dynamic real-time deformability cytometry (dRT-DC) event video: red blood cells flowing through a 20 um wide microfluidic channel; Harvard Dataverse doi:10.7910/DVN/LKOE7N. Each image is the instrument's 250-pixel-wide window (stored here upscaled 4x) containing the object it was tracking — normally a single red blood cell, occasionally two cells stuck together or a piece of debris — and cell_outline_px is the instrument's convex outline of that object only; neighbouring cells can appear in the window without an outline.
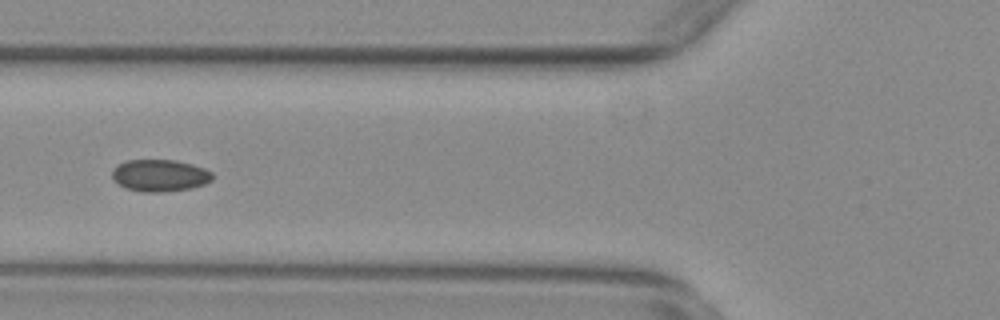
{"species": "common noctule bat (a hibernating species)", "species_latin": "Nyctalus noctula", "temperature_condition": "warm", "stored_images_in_passage": 53, "segment_of_instrument_passage": [1, 2], "camera_frame_rate_fps": 3000, "um_per_image_px": 0.085, "animal": {"sex": "female", "body_mass_g": 29.2, "forearm_length_mm": 56.3}, "frame": {"image": 1, "passage_image": 18, "time_ms": 5.667, "image_size_px": [1000, 320], "cell_outline_px": [[212, 180], [204, 184], [192, 188], [164, 192], [144, 192], [124, 188], [112, 180], [112, 168], [128, 160], [176, 160], [192, 164], [204, 168], [212, 172]], "centroid_in_image_um": [13.57, 14.92], "position_along_channel_um": 112.2, "area_um2": 18.84}}
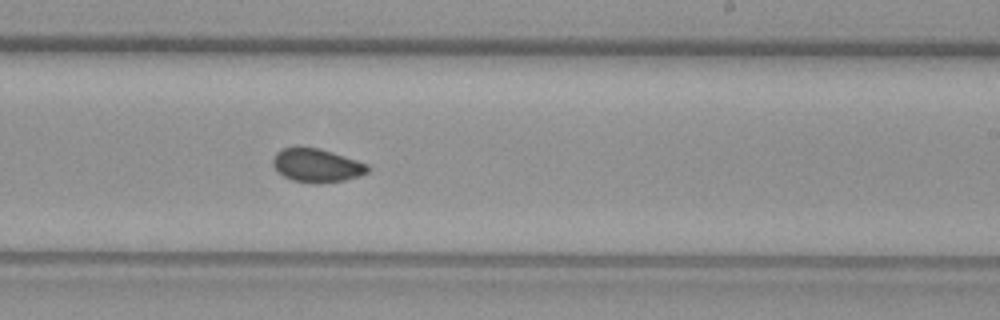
{"frame": {"image": 2, "passage_image": 30, "time_ms": 9.667, "image_size_px": [1000, 320], "cell_outline_px": [[372, 168], [368, 172], [360, 176], [344, 180], [292, 180], [276, 172], [272, 164], [272, 160], [276, 152], [284, 148], [320, 148], [368, 164]], "centroid_in_image_um": [26.93, 14.02], "position_along_channel_um": 262.1, "area_um2": 17.8}}
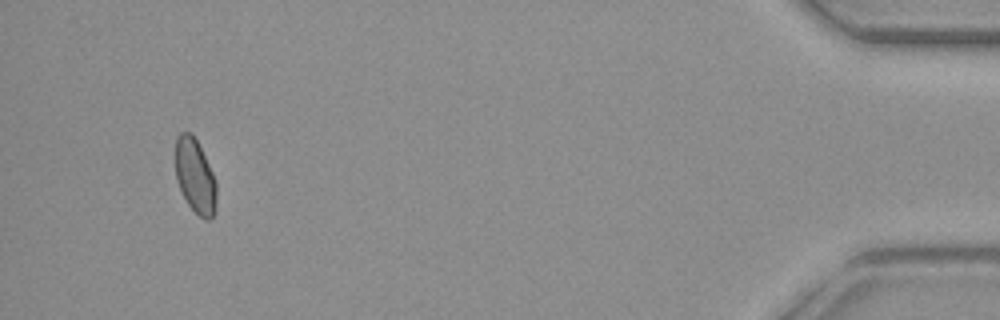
{"frame": {"image": 3, "passage_image": 49, "time_ms": 16.0, "image_size_px": [1000, 320], "cell_outline_px": [[216, 208], [212, 216], [208, 220], [204, 220], [188, 204], [176, 180], [176, 136], [180, 132], [188, 132], [196, 140], [212, 172], [216, 184]], "centroid_in_image_um": [16.58, 14.99], "position_along_channel_um": 418.6, "area_um2": 17.4}}